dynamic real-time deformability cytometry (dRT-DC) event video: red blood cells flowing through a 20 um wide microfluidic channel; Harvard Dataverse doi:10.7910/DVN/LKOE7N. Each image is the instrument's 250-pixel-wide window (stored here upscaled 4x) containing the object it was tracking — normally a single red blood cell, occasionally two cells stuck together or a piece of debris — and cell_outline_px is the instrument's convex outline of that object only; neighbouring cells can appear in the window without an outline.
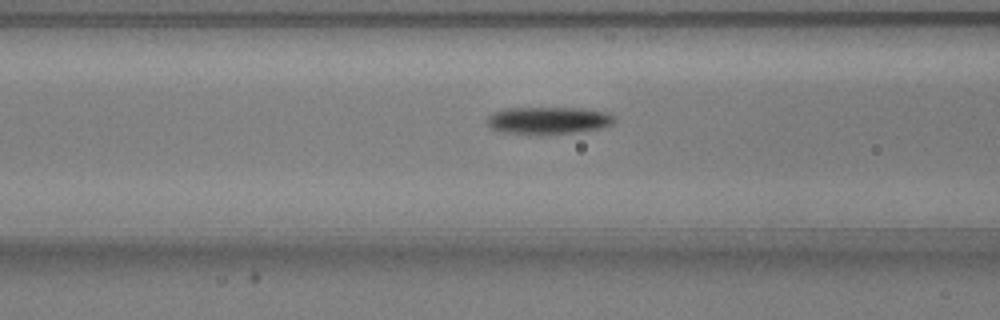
{"species": "common noctule bat (a hibernating species)", "species_latin": "Nyctalus noctula", "temperature_condition": "warm", "stored_images_in_passage": 35, "camera_frame_rate_fps": 3000, "um_per_image_px": 0.085, "animal": {"sex": "male", "body_mass_g": 20.5, "forearm_length_mm": 52.5}, "frame": {"image": 1, "passage_image": 13, "time_ms": 4.0, "image_size_px": [1000, 320], "cell_outline_px": [[616, 120], [612, 124], [600, 128], [572, 132], [504, 132], [492, 128], [488, 124], [488, 116], [496, 112], [508, 108], [576, 108], [608, 112]], "centroid_in_image_um": [46.65, 10.2], "position_along_channel_um": 119.9, "area_um2": 19.19}}
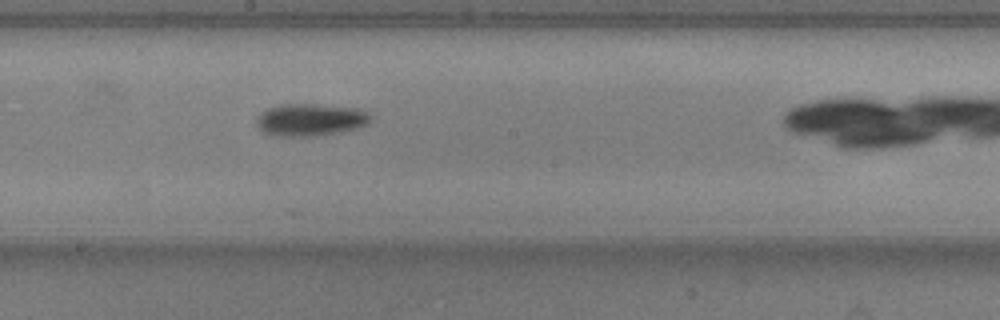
{"frame": {"image": 2, "passage_image": 21, "time_ms": 6.667, "image_size_px": [1000, 320], "cell_outline_px": [[372, 120], [368, 124], [356, 128], [312, 136], [272, 136], [264, 132], [256, 124], [256, 120], [268, 108], [280, 104], [308, 104], [356, 108], [372, 116]], "centroid_in_image_um": [26.36, 10.18], "position_along_channel_um": 221.8, "area_um2": 21.04}}
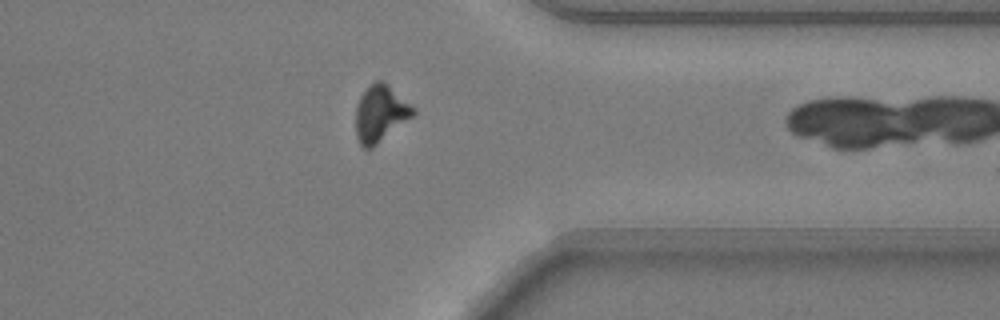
{"frame": {"image": 3, "passage_image": 34, "time_ms": 11.0, "image_size_px": [1000, 320], "cell_outline_px": [[416, 116], [372, 148], [364, 148], [360, 144], [356, 136], [356, 108], [360, 96], [368, 84], [376, 80], [384, 80], [416, 108]], "centroid_in_image_um": [32.38, 9.63], "position_along_channel_um": 379.0, "area_um2": 19.54}}